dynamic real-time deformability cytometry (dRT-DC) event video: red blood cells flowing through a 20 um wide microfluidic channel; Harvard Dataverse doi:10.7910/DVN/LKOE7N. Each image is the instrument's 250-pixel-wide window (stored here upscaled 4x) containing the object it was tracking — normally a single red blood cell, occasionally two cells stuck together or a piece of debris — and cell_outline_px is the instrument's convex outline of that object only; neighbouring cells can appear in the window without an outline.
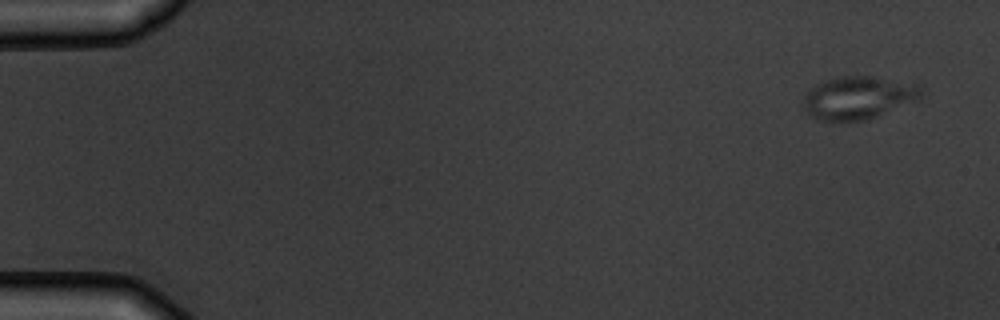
{"species": "common noctule bat (a hibernating species)", "species_latin": "Nyctalus noctula", "temperature_condition": "warm", "stored_images_in_passage": 5, "camera_frame_rate_fps": 3000, "um_per_image_px": 0.085, "animal": {"sex": "male", "body_mass_g": 19.5, "forearm_length_mm": 54.6}, "frame": {"image": 1, "passage_image": 1, "time_ms": 0.0, "image_size_px": [1000, 320], "cell_outline_px": [[924, 96], [920, 100], [876, 116], [864, 120], [844, 124], [840, 124], [816, 120], [804, 108], [804, 96], [816, 84], [840, 76], [872, 76], [916, 84], [920, 88]], "centroid_in_image_um": [72.95, 8.35], "position_along_channel_um": 12.0, "area_um2": 29.82}}